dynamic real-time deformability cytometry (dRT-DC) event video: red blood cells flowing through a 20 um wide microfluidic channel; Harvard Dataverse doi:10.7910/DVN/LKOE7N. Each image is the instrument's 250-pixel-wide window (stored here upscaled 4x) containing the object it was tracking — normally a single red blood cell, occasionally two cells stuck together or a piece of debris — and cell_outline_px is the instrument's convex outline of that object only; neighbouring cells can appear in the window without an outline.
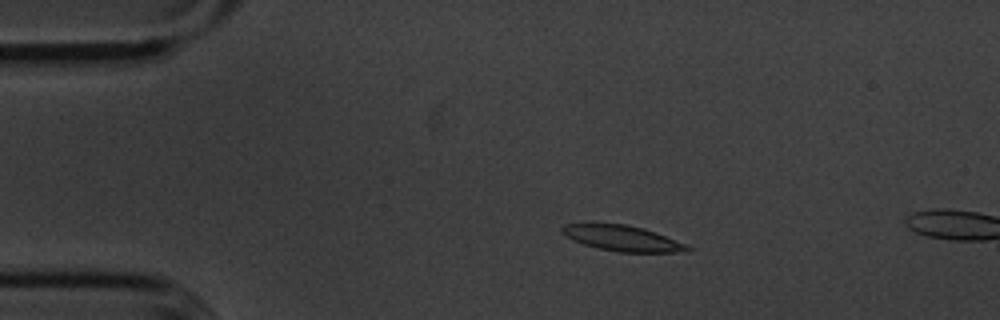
{"species": "common noctule bat (a hibernating species)", "species_latin": "Nyctalus noctula", "temperature_condition": "cold", "stored_images_in_passage": 13, "camera_frame_rate_fps": 3000, "um_per_image_px": 0.085, "animal": {"sex": "male", "body_mass_g": 20.1, "forearm_length_mm": 53.5}, "frame": {"image": 1, "passage_image": 10, "time_ms": 3.0, "image_size_px": [1000, 320], "cell_outline_px": [[692, 248], [688, 252], [620, 252], [600, 248], [584, 244], [572, 240], [560, 232], [560, 228], [564, 224], [624, 224], [644, 228], [656, 232], [684, 244]], "centroid_in_image_um": [52.89, 20.25], "position_along_channel_um": 32.1, "area_um2": 18.44}}